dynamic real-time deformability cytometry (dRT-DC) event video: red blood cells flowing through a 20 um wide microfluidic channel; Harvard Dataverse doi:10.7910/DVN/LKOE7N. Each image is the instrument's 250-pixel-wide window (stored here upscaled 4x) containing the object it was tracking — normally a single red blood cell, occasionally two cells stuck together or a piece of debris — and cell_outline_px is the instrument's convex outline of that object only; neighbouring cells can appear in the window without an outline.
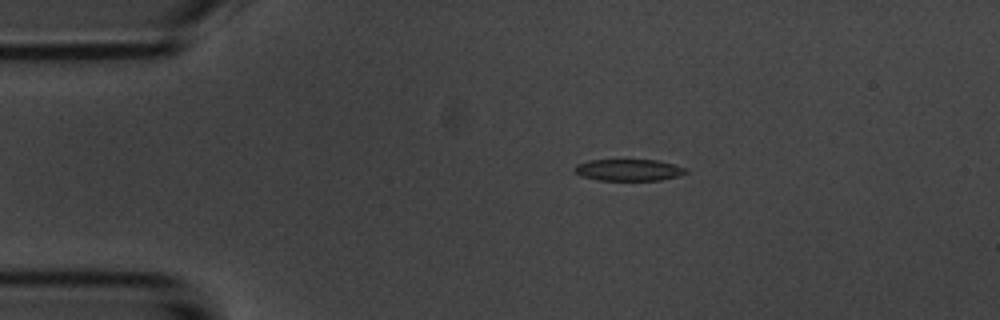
{"species": "common noctule bat (a hibernating species)", "species_latin": "Nyctalus noctula", "temperature_condition": "room temperature", "stored_images_in_passage": 5, "camera_frame_rate_fps": 3000, "um_per_image_px": 0.085, "animal": {"sex": "male", "body_mass_g": 20.1, "forearm_length_mm": 53.5}, "frame": {"image": 1, "passage_image": 3, "time_ms": 2.333, "image_size_px": [1000, 320], "cell_outline_px": [[688, 172], [676, 176], [660, 180], [596, 180], [580, 176], [572, 168], [576, 164], [588, 160], [656, 160], [688, 168]], "centroid_in_image_um": [53.39, 14.45], "position_along_channel_um": 31.6, "area_um2": 14.05}}
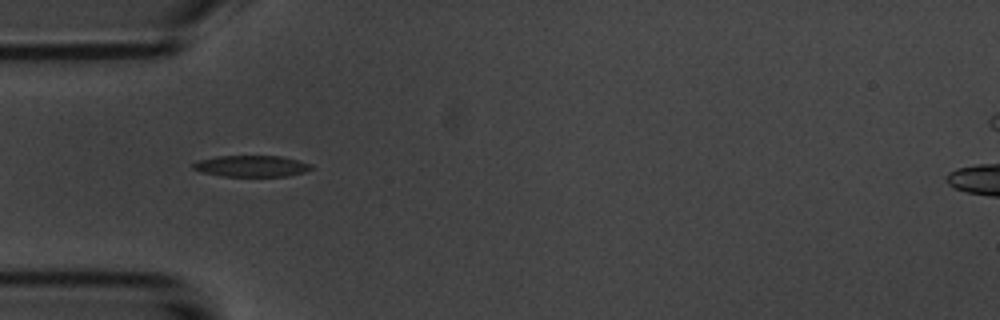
{"frame": {"image": 2, "passage_image": 4, "time_ms": 4.333, "image_size_px": [1000, 320], "cell_outline_px": [[316, 168], [304, 172], [288, 176], [224, 176], [200, 172], [192, 168], [192, 164], [200, 160], [216, 156], [280, 156], [312, 164]], "centroid_in_image_um": [21.4, 14.12], "position_along_channel_um": 63.6, "area_um2": 14.68}}
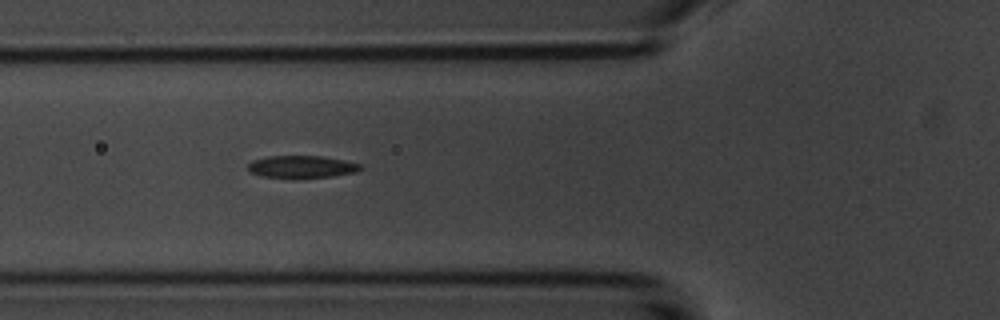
{"frame": {"image": 3, "passage_image": 5, "time_ms": 5.333, "image_size_px": [1000, 320], "cell_outline_px": [[364, 168], [356, 172], [332, 176], [296, 180], [292, 180], [260, 176], [248, 172], [248, 164], [252, 160], [268, 156], [320, 156], [360, 164]], "centroid_in_image_um": [25.57, 14.22], "position_along_channel_um": 100.2, "area_um2": 15.14}}